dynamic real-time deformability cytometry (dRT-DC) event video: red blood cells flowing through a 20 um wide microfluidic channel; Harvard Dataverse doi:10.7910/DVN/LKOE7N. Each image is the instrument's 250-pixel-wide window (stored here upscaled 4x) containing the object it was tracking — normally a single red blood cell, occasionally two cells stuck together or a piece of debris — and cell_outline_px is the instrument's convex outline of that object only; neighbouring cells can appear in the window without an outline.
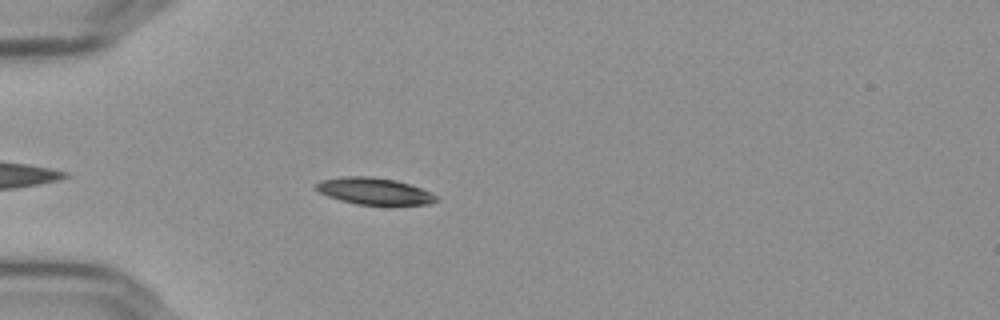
{"species": "Egyptian fruit bat (a non-hibernating species)", "species_latin": "Rousettus aegyptiacus", "temperature_condition": "cold", "stored_images_in_passage": 45, "camera_frame_rate_fps": 3000, "um_per_image_px": 0.085, "frame": {"image": 1, "passage_image": 6, "time_ms": 1.667, "image_size_px": [1000, 320], "cell_outline_px": [[440, 200], [428, 204], [392, 208], [388, 208], [356, 204], [340, 200], [328, 196], [320, 192], [316, 188], [316, 184], [320, 180], [344, 176], [368, 176], [396, 180], [420, 188], [436, 196]], "centroid_in_image_um": [31.86, 16.31], "position_along_channel_um": 53.1, "area_um2": 19.48}}
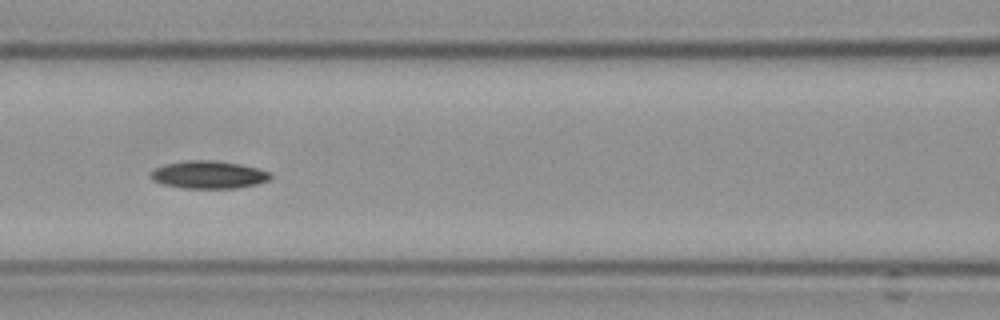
{"frame": {"image": 2, "passage_image": 15, "time_ms": 4.667, "image_size_px": [1000, 320], "cell_outline_px": [[272, 176], [268, 180], [256, 184], [240, 188], [184, 188], [164, 184], [152, 180], [152, 172], [156, 168], [164, 164], [188, 160], [216, 160], [240, 164], [272, 172]], "centroid_in_image_um": [17.77, 14.85], "position_along_channel_um": 148.8, "area_um2": 19.25}}
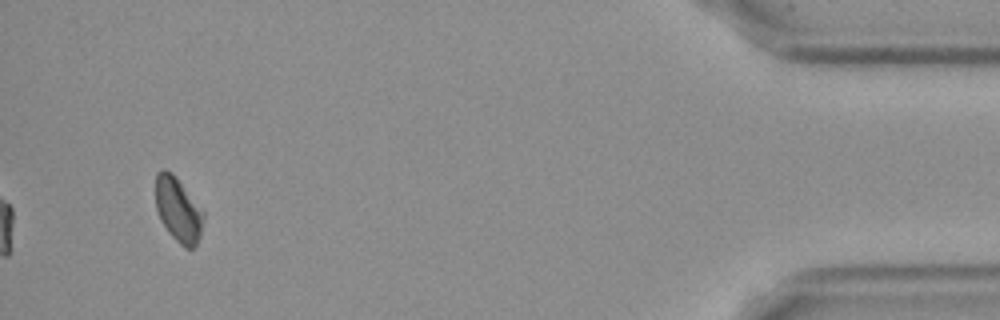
{"frame": {"image": 3, "passage_image": 43, "time_ms": 14.0, "image_size_px": [1000, 320], "cell_outline_px": [[204, 216], [200, 236], [196, 244], [192, 248], [184, 248], [168, 232], [160, 220], [156, 208], [156, 172], [164, 168], [172, 172], [204, 212]], "centroid_in_image_um": [15.13, 17.82], "position_along_channel_um": 420.1, "area_um2": 17.86}}